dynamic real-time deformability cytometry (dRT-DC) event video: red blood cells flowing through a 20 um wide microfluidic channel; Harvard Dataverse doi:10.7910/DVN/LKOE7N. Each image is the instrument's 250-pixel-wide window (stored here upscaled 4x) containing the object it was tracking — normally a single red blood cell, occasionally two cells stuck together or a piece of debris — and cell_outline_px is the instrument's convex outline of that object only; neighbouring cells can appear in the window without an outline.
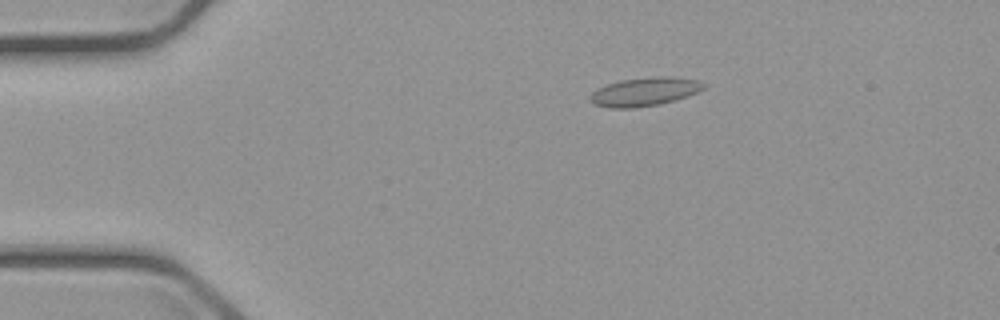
{"species": "common noctule bat (a hibernating species)", "species_latin": "Nyctalus noctula", "temperature_condition": "cold", "stored_images_in_passage": 5, "camera_frame_rate_fps": 3000, "um_per_image_px": 0.085, "animal": {"sex": "male", "body_mass_g": 23.1, "forearm_length_mm": 52.7}, "frame": {"image": 1, "passage_image": 2, "time_ms": 1.333, "image_size_px": [1000, 320], "cell_outline_px": [[704, 88], [688, 96], [660, 104], [636, 108], [612, 108], [596, 104], [588, 96], [596, 88], [620, 80], [660, 76], [672, 76], [696, 80], [704, 84]], "centroid_in_image_um": [54.78, 7.79], "position_along_channel_um": 30.2, "area_um2": 18.73}}
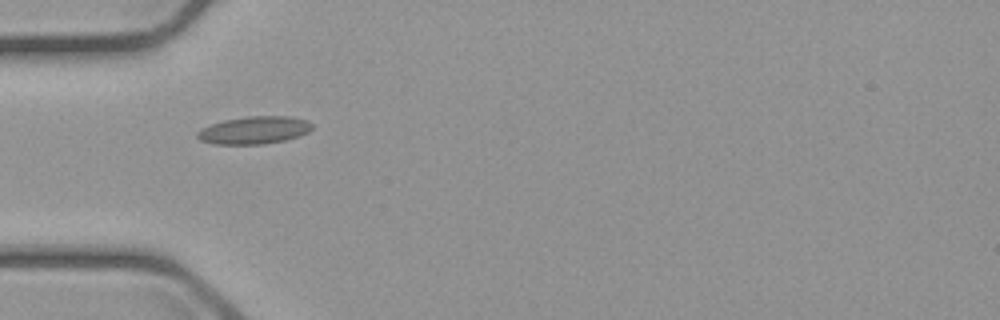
{"frame": {"image": 2, "passage_image": 4, "time_ms": 3.667, "image_size_px": [1000, 320], "cell_outline_px": [[312, 128], [308, 132], [300, 136], [284, 140], [264, 144], [216, 144], [200, 140], [196, 136], [196, 132], [200, 128], [224, 120], [248, 116], [288, 116], [308, 120], [312, 124]], "centroid_in_image_um": [21.61, 11.06], "position_along_channel_um": 63.4, "area_um2": 18.5}}
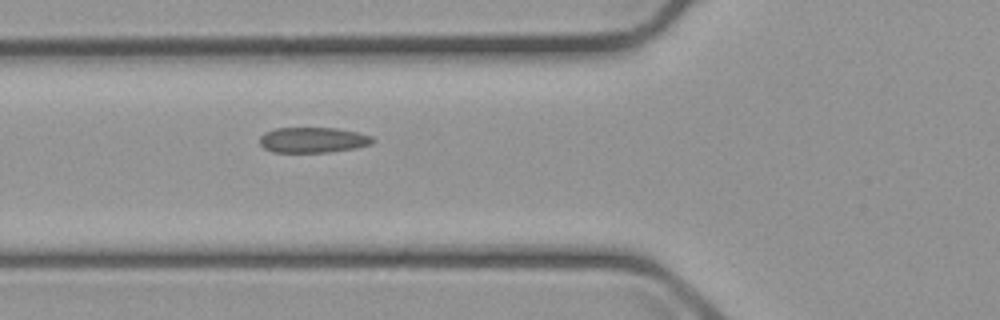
{"frame": {"image": 3, "passage_image": 5, "time_ms": 4.667, "image_size_px": [1000, 320], "cell_outline_px": [[376, 140], [372, 144], [356, 148], [328, 152], [272, 152], [264, 148], [260, 144], [260, 136], [264, 132], [276, 128], [336, 128], [356, 132], [372, 136]], "centroid_in_image_um": [26.61, 11.9], "position_along_channel_um": 99.2, "area_um2": 16.82}}